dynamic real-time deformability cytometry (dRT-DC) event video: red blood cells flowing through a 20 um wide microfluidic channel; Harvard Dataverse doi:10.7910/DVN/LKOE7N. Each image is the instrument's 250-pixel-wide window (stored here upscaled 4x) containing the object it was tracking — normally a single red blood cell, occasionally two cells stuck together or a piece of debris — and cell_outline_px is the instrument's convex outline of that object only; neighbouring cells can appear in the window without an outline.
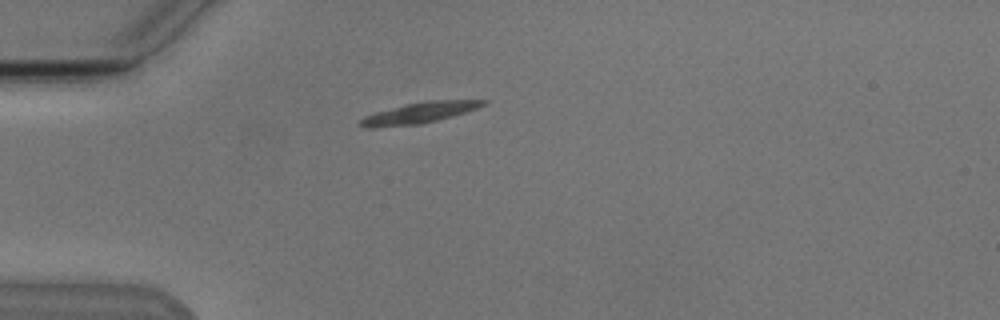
{"species": "Egyptian fruit bat (a non-hibernating species)", "species_latin": "Rousettus aegyptiacus", "temperature_condition": "cold", "stored_images_in_passage": 3, "camera_frame_rate_fps": 3000, "um_per_image_px": 0.085, "animal": {"sex": "male"}, "frame": {"image": 1, "passage_image": 3, "time_ms": 2.667, "image_size_px": [1000, 320], "cell_outline_px": [[488, 100], [484, 104], [476, 108], [452, 116], [420, 124], [372, 128], [364, 128], [356, 124], [364, 116], [376, 112], [404, 104], [428, 100]], "centroid_in_image_um": [35.54, 9.6], "position_along_channel_um": 49.5, "area_um2": 14.91}}